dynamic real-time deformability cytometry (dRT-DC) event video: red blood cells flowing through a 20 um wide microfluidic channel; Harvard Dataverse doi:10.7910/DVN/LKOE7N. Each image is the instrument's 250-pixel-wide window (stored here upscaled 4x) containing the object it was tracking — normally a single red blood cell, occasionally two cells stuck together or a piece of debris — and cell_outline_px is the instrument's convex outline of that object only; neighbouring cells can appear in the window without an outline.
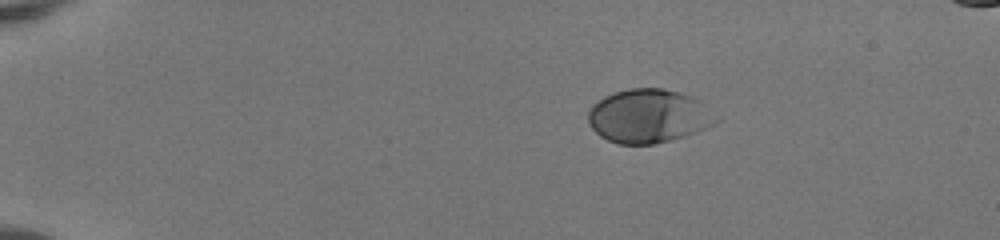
{"species": "human", "species_latin": "Homo sapiens", "temperature_condition": "room temperature", "stored_images_in_passage": 43, "camera_frame_rate_fps": 3000, "um_per_image_px": 0.085, "donor": {"sex": "female"}, "frame": {"image": 1, "passage_image": 1, "time_ms": 0.0, "image_size_px": [1000, 240], "cell_outline_px": [[720, 120], [716, 124], [688, 136], [656, 144], [616, 144], [600, 136], [588, 124], [588, 112], [592, 104], [604, 96], [628, 88], [664, 88], [680, 92], [692, 96], [700, 100]], "centroid_in_image_um": [55.15, 9.87], "position_along_channel_um": 29.9, "area_um2": 40.52}}
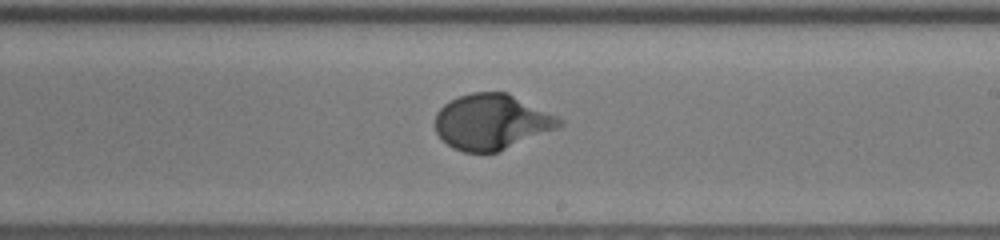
{"frame": {"image": 2, "passage_image": 24, "time_ms": 7.667, "image_size_px": [1000, 240], "cell_outline_px": [[564, 124], [556, 128], [496, 152], [464, 152], [452, 148], [436, 132], [436, 112], [444, 104], [460, 96], [472, 92], [508, 92], [564, 120]], "centroid_in_image_um": [41.77, 10.35], "position_along_channel_um": 247.2, "area_um2": 39.54}}
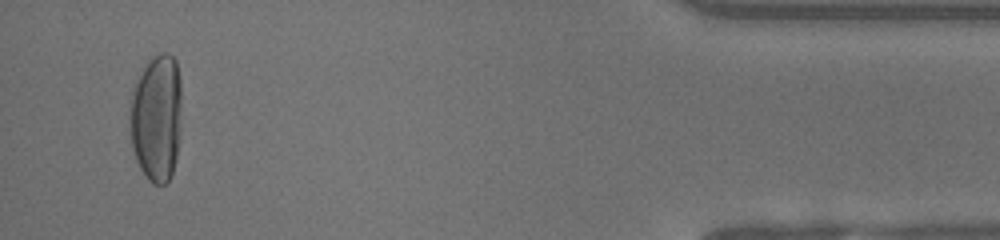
{"frame": {"image": 3, "passage_image": 41, "time_ms": 13.333, "image_size_px": [1000, 240], "cell_outline_px": [[180, 120], [176, 156], [172, 176], [164, 184], [152, 184], [148, 180], [140, 168], [136, 160], [132, 148], [128, 116], [128, 112], [132, 92], [136, 80], [148, 56], [160, 52], [168, 52], [176, 60], [180, 80]], "centroid_in_image_um": [13.26, 9.96], "position_along_channel_um": 421.9, "area_um2": 39.19}, "authors_computed_cell_mechanics": {"area_um2": 38.9572, "velocity_mm_per_s": 4.0933, "shape_relaxation_time_tau1_ms": 3.1415, "shape_relaxation_time_tau2_ms": null, "deformation_change_tau1": 0.206, "deformation_change_tau2": null}}